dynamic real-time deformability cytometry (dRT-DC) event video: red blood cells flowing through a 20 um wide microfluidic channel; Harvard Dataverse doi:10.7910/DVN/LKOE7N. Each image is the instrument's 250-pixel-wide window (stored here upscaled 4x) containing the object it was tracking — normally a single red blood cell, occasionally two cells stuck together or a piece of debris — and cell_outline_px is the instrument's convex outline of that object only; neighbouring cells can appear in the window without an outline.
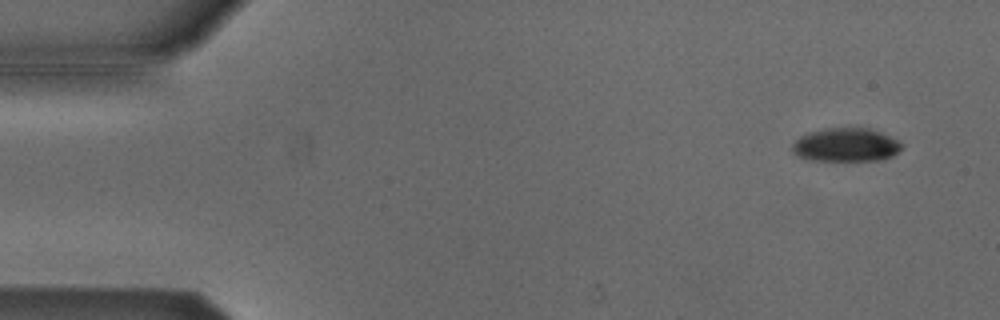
{"species": "Egyptian fruit bat (a non-hibernating species)", "species_latin": "Rousettus aegyptiacus", "temperature_condition": "cold", "stored_images_in_passage": 52, "camera_frame_rate_fps": 3000, "um_per_image_px": 0.085, "animal": {"sex": "male"}, "frame": {"image": 1, "passage_image": 2, "time_ms": 0.333, "image_size_px": [1000, 320], "cell_outline_px": [[900, 148], [892, 156], [880, 160], [808, 160], [796, 156], [792, 152], [792, 144], [800, 136], [808, 132], [824, 128], [868, 128], [880, 132], [896, 140], [900, 144]], "centroid_in_image_um": [71.82, 12.32], "position_along_channel_um": 13.2, "area_um2": 21.21}}
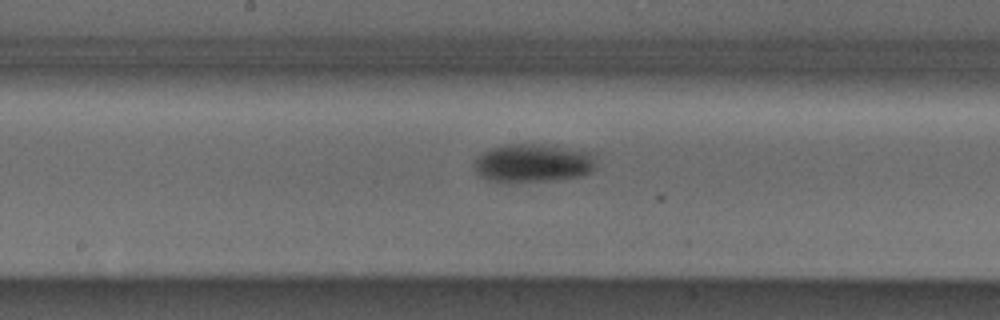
{"frame": {"image": 2, "passage_image": 26, "time_ms": 8.333, "image_size_px": [1000, 320], "cell_outline_px": [[596, 168], [592, 172], [584, 176], [556, 180], [500, 184], [484, 180], [476, 172], [472, 164], [484, 152], [492, 148], [504, 144], [540, 144], [592, 152], [596, 164]], "centroid_in_image_um": [45.29, 13.91], "position_along_channel_um": 202.9, "area_um2": 28.03}}
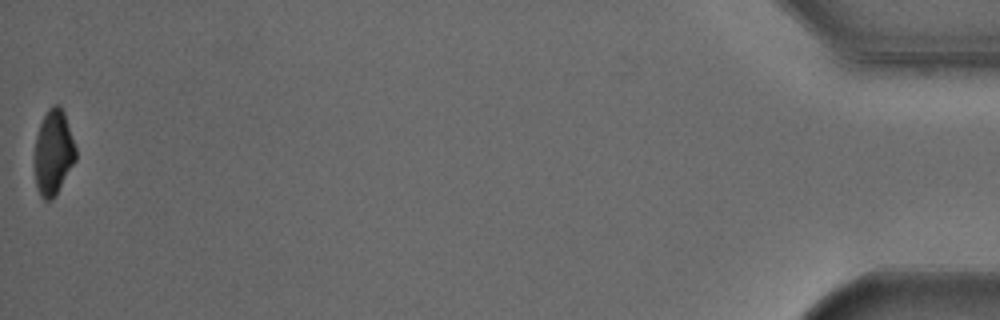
{"frame": {"image": 3, "passage_image": 52, "time_ms": 17.0, "image_size_px": [1000, 320], "cell_outline_px": [[76, 160], [52, 200], [44, 200], [40, 196], [36, 188], [36, 136], [40, 124], [48, 108], [52, 104], [60, 104], [64, 112], [76, 148]], "centroid_in_image_um": [4.55, 12.94], "position_along_channel_um": 430.6, "area_um2": 20.11}, "authors_computed_cell_mechanics": {"area_um2": 24.4783, "velocity_mm_per_s": 3.8133, "shape_relaxation_time_tau1_ms": 2.6509, "shape_relaxation_time_tau2_ms": null, "deformation_change_tau1": 0.1152, "deformation_change_tau2": null}}